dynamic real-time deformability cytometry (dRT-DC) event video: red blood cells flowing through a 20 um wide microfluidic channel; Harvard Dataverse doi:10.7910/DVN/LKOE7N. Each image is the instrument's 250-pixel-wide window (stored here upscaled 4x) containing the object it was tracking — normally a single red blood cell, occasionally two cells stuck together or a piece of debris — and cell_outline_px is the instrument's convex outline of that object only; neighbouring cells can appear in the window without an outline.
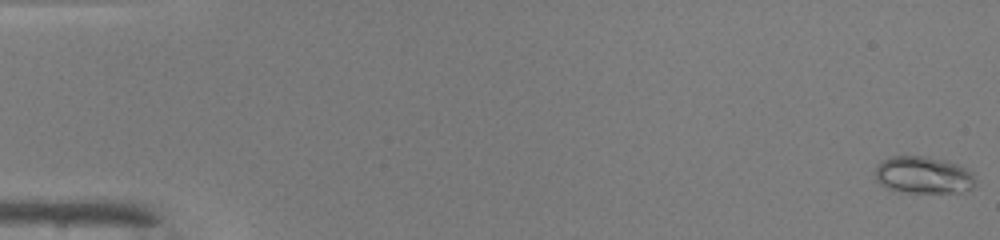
{"species": "common noctule bat (a hibernating species)", "species_latin": "Nyctalus noctula", "temperature_condition": "warm", "stored_images_in_passage": 50, "camera_frame_rate_fps": 3000, "um_per_image_px": 0.085, "animal": {"sex": "male", "body_mass_g": 19.0, "forearm_length_mm": 50.8}, "frame": {"image": 1, "passage_image": 1, "time_ms": 0.0, "image_size_px": [1000, 240], "cell_outline_px": [[976, 184], [972, 188], [960, 192], [908, 192], [888, 188], [880, 184], [876, 180], [876, 168], [888, 156], [928, 156], [944, 160], [956, 164], [972, 172]], "centroid_in_image_um": [78.49, 14.87], "position_along_channel_um": 6.5, "area_um2": 21.44}}
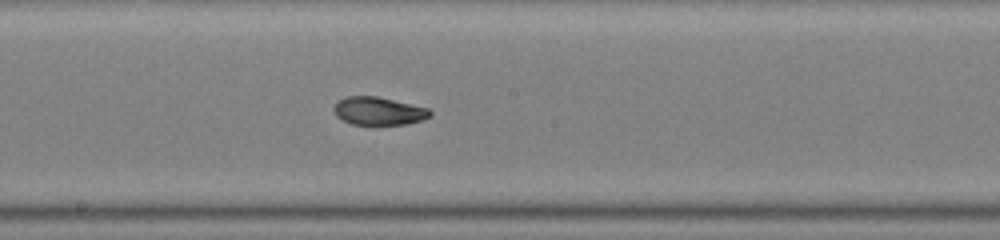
{"frame": {"image": 2, "passage_image": 28, "time_ms": 9.0, "image_size_px": [1000, 240], "cell_outline_px": [[432, 116], [424, 120], [404, 124], [352, 124], [336, 116], [332, 108], [336, 100], [344, 96], [376, 96], [428, 108], [432, 112]], "centroid_in_image_um": [32.15, 9.42], "position_along_channel_um": 216.0, "area_um2": 15.78}}
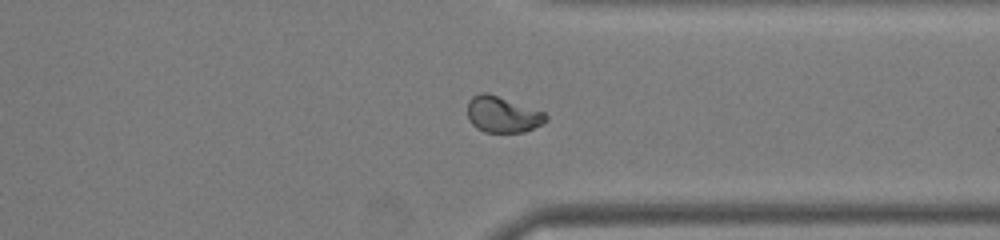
{"frame": {"image": 3, "passage_image": 39, "time_ms": 12.667, "image_size_px": [1000, 240], "cell_outline_px": [[548, 120], [524, 132], [484, 132], [476, 128], [468, 120], [468, 100], [472, 96], [480, 92], [488, 92], [544, 112], [548, 116]], "centroid_in_image_um": [42.68, 9.72], "position_along_channel_um": 368.7, "area_um2": 16.53}, "authors_computed_cell_mechanics": {"area_um2": 16.9354, "velocity_mm_per_s": 4.1535, "shape_relaxation_time_tau1_ms": 8.4849, "shape_relaxation_time_tau2_ms": 0.9583, "deformation_change_tau1": 0.2108, "deformation_change_tau2": 0.0498}}